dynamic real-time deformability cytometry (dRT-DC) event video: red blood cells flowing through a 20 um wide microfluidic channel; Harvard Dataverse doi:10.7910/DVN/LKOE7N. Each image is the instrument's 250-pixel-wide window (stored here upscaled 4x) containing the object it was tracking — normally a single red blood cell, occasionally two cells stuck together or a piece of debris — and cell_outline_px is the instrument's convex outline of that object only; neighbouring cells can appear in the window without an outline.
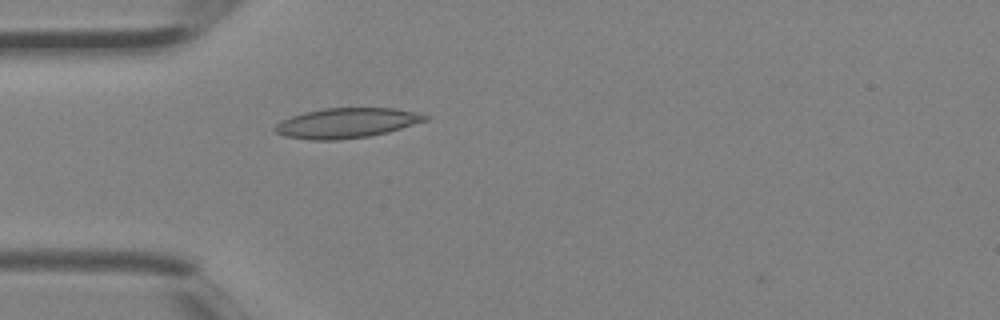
{"species": "Egyptian fruit bat (a non-hibernating species)", "species_latin": "Rousettus aegyptiacus", "temperature_condition": "room temperature", "stored_images_in_passage": 3, "camera_frame_rate_fps": 3000, "um_per_image_px": 0.085, "animal": {"sex": "female"}, "frame": {"image": 1, "passage_image": 3, "time_ms": 0.667, "image_size_px": [1000, 320], "cell_outline_px": [[432, 116], [428, 120], [388, 132], [368, 136], [336, 140], [312, 140], [284, 136], [276, 132], [272, 128], [280, 120], [304, 112], [324, 108], [396, 108], [416, 112]], "centroid_in_image_um": [29.47, 10.45], "position_along_channel_um": 55.5, "area_um2": 26.36}}